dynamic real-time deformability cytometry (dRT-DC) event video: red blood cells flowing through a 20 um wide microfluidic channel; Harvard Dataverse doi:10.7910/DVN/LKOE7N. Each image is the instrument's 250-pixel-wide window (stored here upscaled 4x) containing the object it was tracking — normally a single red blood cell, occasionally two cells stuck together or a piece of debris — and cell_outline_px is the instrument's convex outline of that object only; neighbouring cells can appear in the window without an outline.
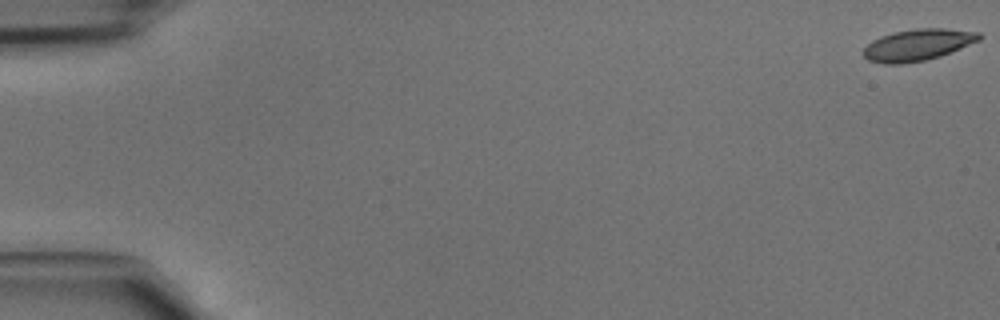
{"species": "common noctule bat (a hibernating species)", "species_latin": "Nyctalus noctula", "temperature_condition": "cold", "stored_images_in_passage": 47, "camera_frame_rate_fps": 3000, "um_per_image_px": 0.085, "animal": {"sex": "male", "body_mass_g": 15.6}, "frame": {"image": 1, "passage_image": 1, "time_ms": 0.0, "image_size_px": [1000, 320], "cell_outline_px": [[984, 36], [980, 40], [940, 56], [924, 60], [900, 64], [884, 64], [868, 60], [864, 56], [864, 48], [872, 40], [880, 36], [896, 32], [916, 28], [944, 28], [980, 32]], "centroid_in_image_um": [78.03, 3.8], "position_along_channel_um": 7.0, "area_um2": 21.21}}
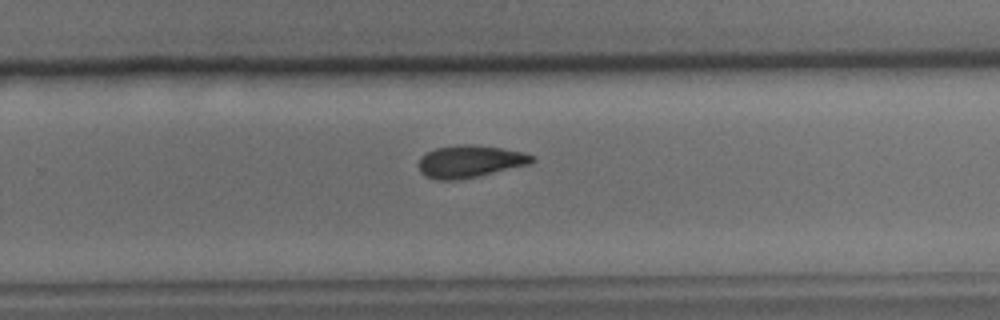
{"frame": {"image": 2, "passage_image": 31, "time_ms": 10.0, "image_size_px": [1000, 320], "cell_outline_px": [[536, 160], [532, 164], [476, 176], [452, 180], [436, 180], [424, 176], [420, 172], [420, 156], [436, 148], [456, 144], [468, 144], [500, 148], [520, 152], [532, 156]], "centroid_in_image_um": [39.92, 13.72], "position_along_channel_um": 289.9, "area_um2": 21.1}}
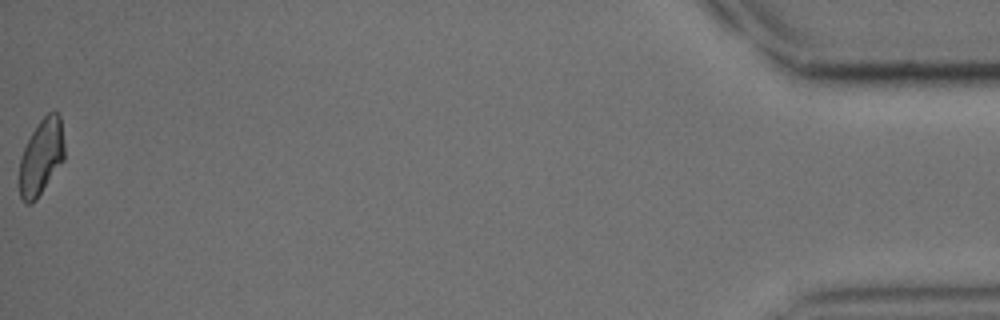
{"frame": {"image": 3, "passage_image": 47, "time_ms": 15.333, "image_size_px": [1000, 320], "cell_outline_px": [[64, 160], [36, 200], [32, 204], [24, 204], [20, 196], [20, 156], [32, 132], [40, 120], [48, 112], [56, 112], [60, 116], [64, 144]], "centroid_in_image_um": [3.51, 13.36], "position_along_channel_um": 431.7, "area_um2": 19.83}}